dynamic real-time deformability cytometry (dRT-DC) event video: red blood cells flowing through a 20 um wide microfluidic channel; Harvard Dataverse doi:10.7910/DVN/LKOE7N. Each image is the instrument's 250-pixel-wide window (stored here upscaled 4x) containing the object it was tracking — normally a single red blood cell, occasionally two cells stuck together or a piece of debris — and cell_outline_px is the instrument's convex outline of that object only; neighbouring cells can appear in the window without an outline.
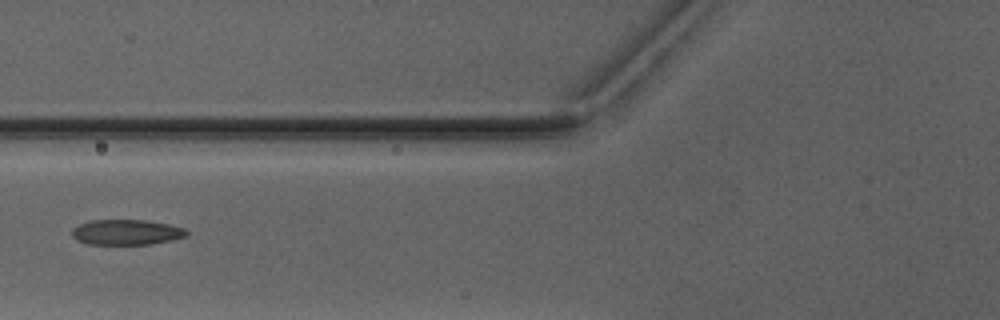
{"species": "Egyptian fruit bat (a non-hibernating species)", "species_latin": "Rousettus aegyptiacus", "temperature_condition": "warm", "stored_images_in_passage": 4, "camera_frame_rate_fps": 3000, "um_per_image_px": 0.085, "animal": {"sex": "male"}, "frame": {"image": 1, "passage_image": 3, "time_ms": 2.667, "image_size_px": [1000, 320], "cell_outline_px": [[188, 236], [148, 244], [88, 244], [76, 240], [72, 236], [72, 228], [80, 224], [92, 220], [144, 220], [168, 224], [184, 228], [188, 232]], "centroid_in_image_um": [10.72, 19.73], "position_along_channel_um": 115.1, "area_um2": 16.76}}
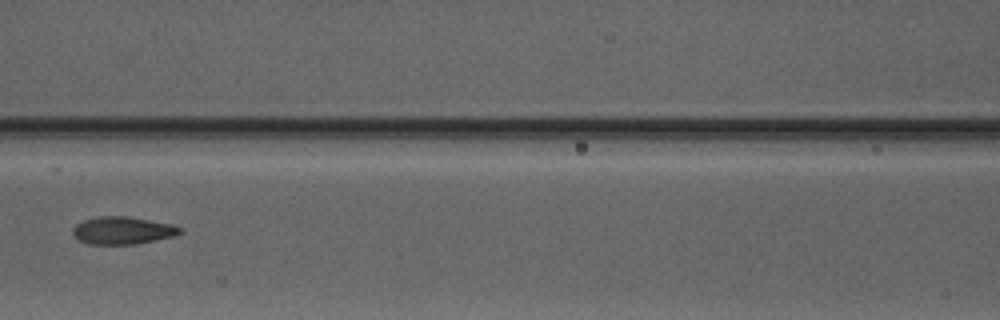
{"frame": {"image": 2, "passage_image": 4, "time_ms": 3.667, "image_size_px": [1000, 320], "cell_outline_px": [[184, 232], [176, 236], [136, 244], [88, 244], [80, 240], [72, 232], [72, 228], [76, 224], [84, 220], [100, 216], [128, 216], [172, 224], [180, 228]], "centroid_in_image_um": [10.45, 19.59], "position_along_channel_um": 156.1, "area_um2": 17.22}}